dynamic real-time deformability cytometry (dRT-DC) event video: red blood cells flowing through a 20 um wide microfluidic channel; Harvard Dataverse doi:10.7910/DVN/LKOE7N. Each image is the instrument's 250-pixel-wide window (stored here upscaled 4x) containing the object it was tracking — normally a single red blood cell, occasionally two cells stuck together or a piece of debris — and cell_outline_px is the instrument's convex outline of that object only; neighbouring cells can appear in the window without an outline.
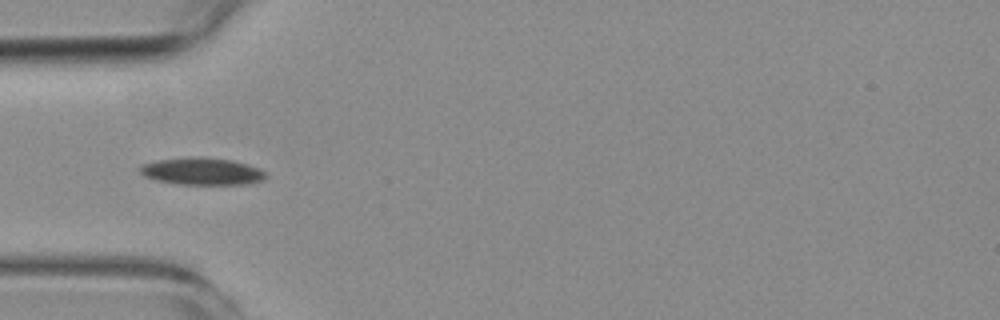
{"species": "common noctule bat (a hibernating species)", "species_latin": "Nyctalus noctula", "temperature_condition": "room temperature", "stored_images_in_passage": 7, "camera_frame_rate_fps": 3000, "um_per_image_px": 0.085, "animal": {"sex": "female", "body_mass_g": 19.3, "forearm_length_mm": 54.1}, "frame": {"image": 1, "passage_image": 5, "time_ms": 4.667, "image_size_px": [1000, 320], "cell_outline_px": [[268, 176], [264, 180], [248, 184], [176, 184], [156, 180], [144, 176], [140, 172], [140, 164], [160, 160], [228, 160], [260, 168]], "centroid_in_image_um": [17.19, 14.63], "position_along_channel_um": 67.8, "area_um2": 18.79}}
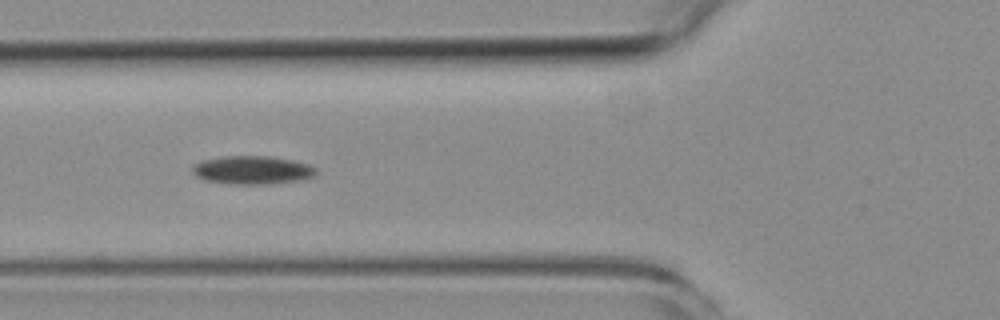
{"frame": {"image": 2, "passage_image": 6, "time_ms": 5.667, "image_size_px": [1000, 320], "cell_outline_px": [[320, 172], [316, 176], [304, 180], [272, 184], [228, 184], [204, 180], [196, 176], [192, 172], [192, 164], [204, 160], [224, 156], [268, 156], [292, 160], [308, 164], [316, 168]], "centroid_in_image_um": [21.49, 14.47], "position_along_channel_um": 104.3, "area_um2": 20.81}}
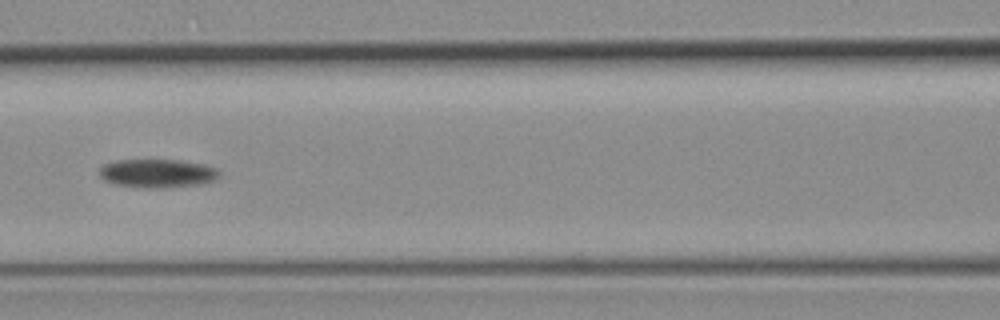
{"frame": {"image": 3, "passage_image": 7, "time_ms": 7.0, "image_size_px": [1000, 320], "cell_outline_px": [[220, 176], [216, 180], [204, 184], [164, 188], [144, 188], [112, 184], [104, 180], [96, 172], [104, 164], [116, 160], [180, 160], [204, 164], [216, 168], [220, 172]], "centroid_in_image_um": [13.38, 14.74], "position_along_channel_um": 153.2, "area_um2": 20.4}}